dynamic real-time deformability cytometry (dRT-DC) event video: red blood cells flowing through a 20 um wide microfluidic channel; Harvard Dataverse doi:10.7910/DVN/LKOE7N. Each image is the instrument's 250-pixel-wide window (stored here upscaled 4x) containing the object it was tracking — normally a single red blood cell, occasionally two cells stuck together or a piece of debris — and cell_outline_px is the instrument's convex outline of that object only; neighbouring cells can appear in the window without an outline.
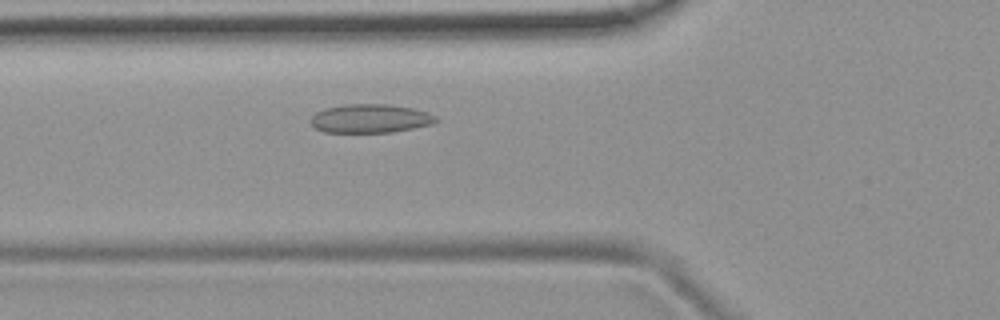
{"species": "common noctule bat (a hibernating species)", "species_latin": "Nyctalus noctula", "temperature_condition": "room temperature", "stored_images_in_passage": 46, "camera_frame_rate_fps": 3000, "um_per_image_px": 0.085, "animal": {"sex": "female", "body_mass_g": 19.9}, "frame": {"image": 1, "passage_image": 12, "time_ms": 3.667, "image_size_px": [1000, 320], "cell_outline_px": [[440, 120], [432, 124], [392, 132], [324, 132], [316, 128], [312, 124], [312, 116], [316, 112], [324, 108], [344, 104], [388, 104], [412, 108], [428, 112], [436, 116]], "centroid_in_image_um": [31.49, 10.06], "position_along_channel_um": 94.3, "area_um2": 20.92}}
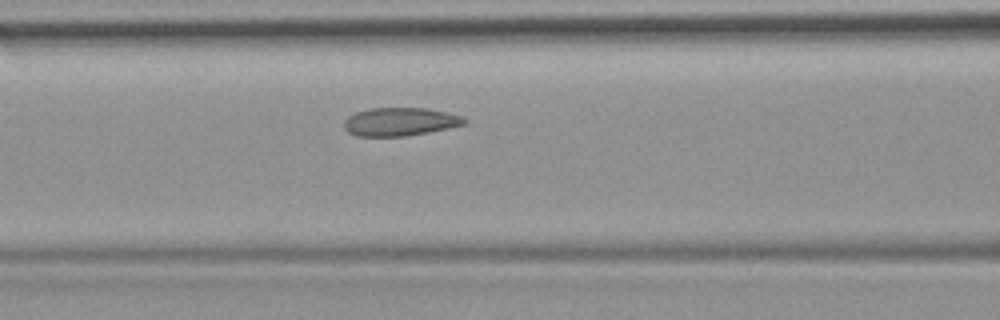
{"frame": {"image": 2, "passage_image": 15, "time_ms": 4.667, "image_size_px": [1000, 320], "cell_outline_px": [[468, 120], [464, 124], [448, 128], [428, 132], [404, 136], [356, 136], [348, 132], [344, 128], [344, 120], [348, 116], [356, 112], [368, 108], [428, 108], [448, 112], [460, 116]], "centroid_in_image_um": [33.98, 10.34], "position_along_channel_um": 132.6, "area_um2": 19.83}}
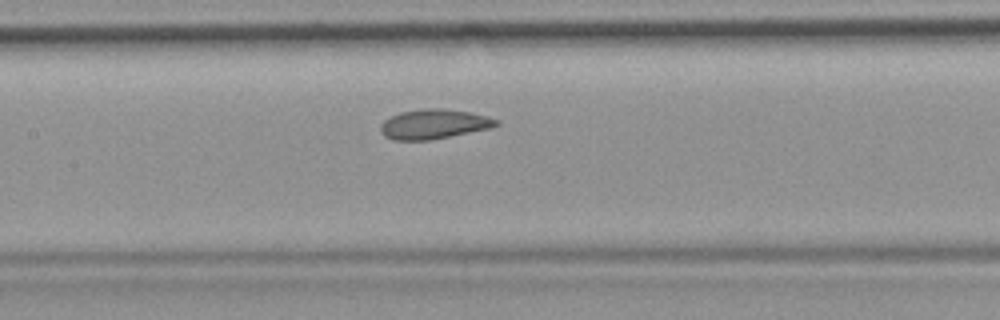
{"frame": {"image": 3, "passage_image": 18, "time_ms": 5.667, "image_size_px": [1000, 320], "cell_outline_px": [[500, 124], [492, 128], [428, 140], [392, 140], [384, 136], [380, 132], [380, 124], [384, 120], [400, 112], [424, 108], [444, 108], [468, 112], [488, 116], [496, 120]], "centroid_in_image_um": [36.85, 10.55], "position_along_channel_um": 170.5, "area_um2": 20.0}, "authors_computed_cell_mechanics": {"area_um2": 20.0855, "velocity_mm_per_s": 3.7952, "shape_relaxation_time_tau1_ms": 6.707, "shape_relaxation_time_tau2_ms": 1.8263, "deformation_change_tau1": 0.1085, "deformation_change_tau2": 0.0672}}